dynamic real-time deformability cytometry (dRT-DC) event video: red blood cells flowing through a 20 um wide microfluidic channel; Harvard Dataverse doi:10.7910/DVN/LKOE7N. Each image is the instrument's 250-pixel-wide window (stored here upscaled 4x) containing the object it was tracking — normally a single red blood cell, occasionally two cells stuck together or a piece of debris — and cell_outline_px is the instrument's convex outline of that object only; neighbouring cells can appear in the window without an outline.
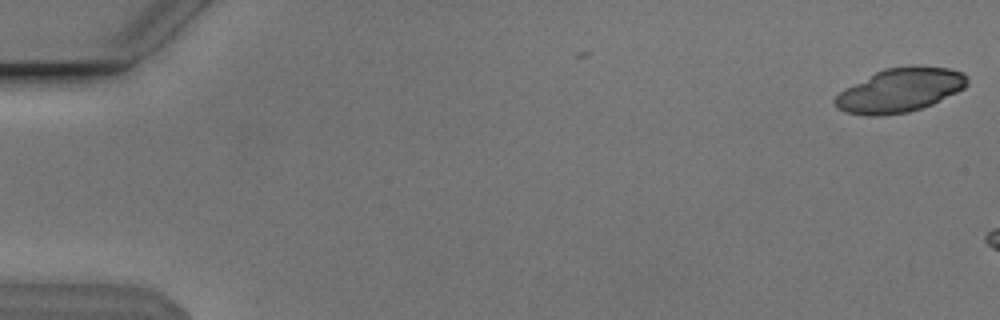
{"species": "Egyptian fruit bat (a non-hibernating species)", "species_latin": "Rousettus aegyptiacus", "temperature_condition": "cold", "stored_images_in_passage": 5, "camera_frame_rate_fps": 3000, "um_per_image_px": 0.085, "animal": {"sex": "male"}, "frame": {"image": 1, "passage_image": 5, "time_ms": 1.333, "image_size_px": [1000, 320], "cell_outline_px": [[968, 84], [964, 88], [932, 104], [908, 112], [876, 116], [868, 116], [844, 112], [836, 108], [832, 100], [844, 88], [884, 68], [948, 68], [964, 72], [968, 76]], "centroid_in_image_um": [76.45, 7.7], "position_along_channel_um": 8.5, "area_um2": 33.23}}